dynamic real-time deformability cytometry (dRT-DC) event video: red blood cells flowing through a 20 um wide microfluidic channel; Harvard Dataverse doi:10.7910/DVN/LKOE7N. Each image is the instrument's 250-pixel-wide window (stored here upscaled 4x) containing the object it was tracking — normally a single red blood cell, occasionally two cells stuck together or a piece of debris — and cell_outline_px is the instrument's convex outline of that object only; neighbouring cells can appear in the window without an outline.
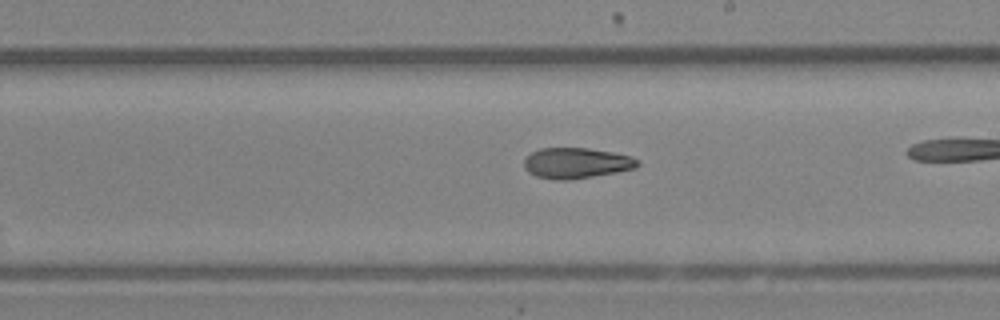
{"species": "Egyptian fruit bat (a non-hibernating species)", "species_latin": "Rousettus aegyptiacus", "temperature_condition": "room temperature", "stored_images_in_passage": 33, "camera_frame_rate_fps": 3000, "um_per_image_px": 0.085, "animal": {"sex": "female"}, "frame": {"image": 1, "passage_image": 24, "time_ms": 7.667, "image_size_px": [1000, 320], "cell_outline_px": [[640, 164], [636, 168], [616, 172], [572, 180], [556, 180], [536, 176], [528, 172], [524, 168], [524, 160], [532, 152], [540, 148], [588, 148], [612, 152], [632, 156], [640, 160]], "centroid_in_image_um": [49.01, 13.86], "position_along_channel_um": 240.0, "area_um2": 20.4}}